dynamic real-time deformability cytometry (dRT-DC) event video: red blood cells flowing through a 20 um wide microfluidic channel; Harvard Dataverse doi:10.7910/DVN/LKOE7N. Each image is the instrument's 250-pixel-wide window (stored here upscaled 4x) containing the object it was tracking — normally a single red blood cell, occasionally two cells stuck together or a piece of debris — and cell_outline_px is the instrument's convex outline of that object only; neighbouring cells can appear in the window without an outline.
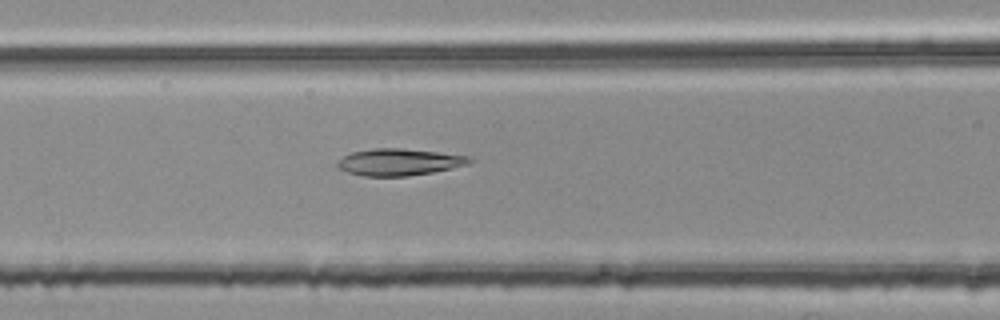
{"species": "common noctule bat (a hibernating species)", "species_latin": "Nyctalus noctula", "temperature_condition": "room temperature", "stored_images_in_passage": 44, "camera_frame_rate_fps": 3000, "um_per_image_px": 0.085, "animal": {"sex": "female", "body_mass_g": 25.1}, "frame": {"image": 1, "passage_image": 12, "time_ms": 3.667, "image_size_px": [1000, 320], "cell_outline_px": [[476, 160], [468, 164], [452, 168], [432, 172], [408, 176], [364, 176], [348, 172], [340, 168], [336, 164], [336, 160], [352, 152], [372, 148], [400, 148], [472, 156]], "centroid_in_image_um": [33.95, 13.77], "position_along_channel_um": 132.7, "area_um2": 20.69}}
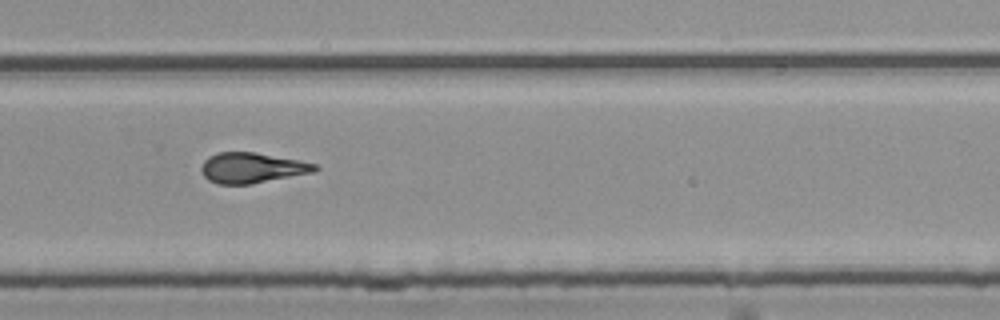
{"frame": {"image": 2, "passage_image": 26, "time_ms": 8.333, "image_size_px": [1000, 320], "cell_outline_px": [[320, 168], [312, 172], [252, 184], [216, 184], [208, 180], [204, 176], [200, 168], [204, 160], [208, 156], [216, 152], [256, 152], [316, 164]], "centroid_in_image_um": [21.36, 14.26], "position_along_channel_um": 308.4, "area_um2": 20.06}}
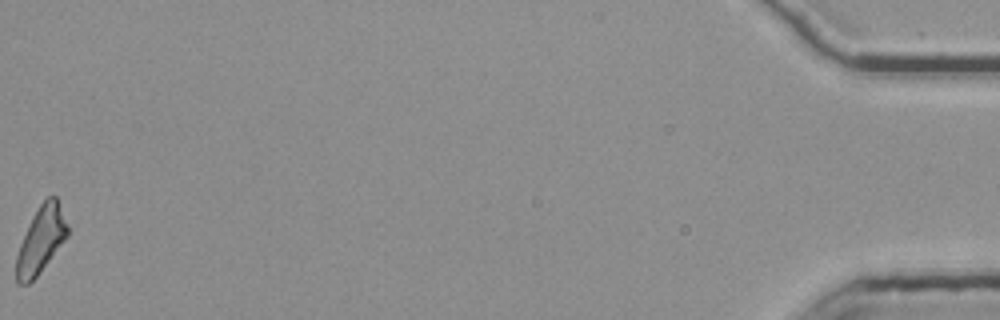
{"frame": {"image": 3, "passage_image": 44, "time_ms": 14.333, "image_size_px": [1000, 320], "cell_outline_px": [[68, 236], [36, 276], [28, 284], [20, 284], [16, 280], [16, 256], [20, 244], [40, 204], [48, 196], [56, 196], [68, 224]], "centroid_in_image_um": [3.49, 20.4], "position_along_channel_um": 431.7, "area_um2": 19.25}, "authors_computed_cell_mechanics": {"area_um2": 20.1144, "velocity_mm_per_s": 3.7783, "shape_relaxation_time_tau1_ms": 9.2012, "shape_relaxation_time_tau2_ms": 2.3863, "deformation_change_tau1": 0.2776, "deformation_change_tau2": 0.1189}}